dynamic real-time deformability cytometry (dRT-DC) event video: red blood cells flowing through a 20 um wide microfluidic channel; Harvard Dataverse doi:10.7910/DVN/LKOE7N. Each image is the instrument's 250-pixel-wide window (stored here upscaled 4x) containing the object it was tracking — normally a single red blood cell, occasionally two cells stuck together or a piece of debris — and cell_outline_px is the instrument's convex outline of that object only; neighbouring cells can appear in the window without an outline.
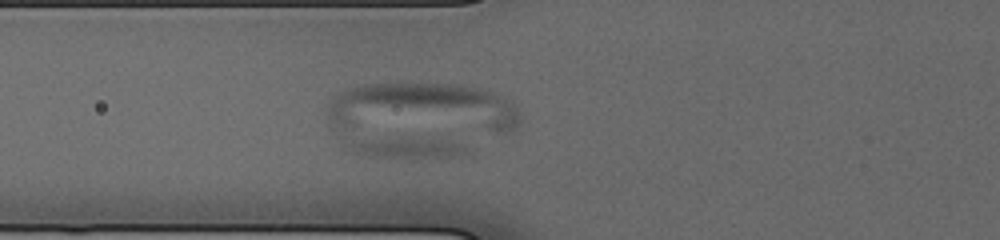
{"species": "human", "species_latin": "Homo sapiens", "temperature_condition": "cold", "stored_images_in_passage": 47, "camera_frame_rate_fps": 3000, "um_per_image_px": 0.085, "donor": {"sex": "male"}, "frame": {"image": 1, "passage_image": 14, "time_ms": 3.667, "image_size_px": [1000, 240], "cell_outline_px": [[520, 124], [512, 132], [496, 132], [348, 128], [328, 124], [328, 108], [332, 100], [340, 92], [352, 88], [368, 84], [460, 84], [480, 88], [492, 92], [516, 104], [520, 112]], "centroid_in_image_um": [36.0, 9.23], "position_along_channel_um": 89.8, "area_um2": 57.4}}
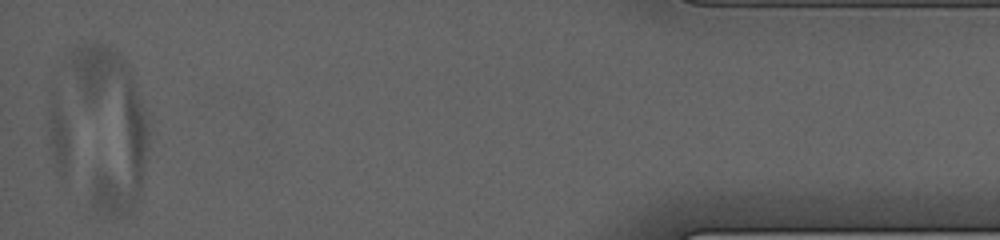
{"frame": {"image": 2, "passage_image": 47, "time_ms": 14.667, "image_size_px": [1000, 240], "cell_outline_px": [[148, 144], [144, 168], [140, 188], [136, 200], [132, 208], [128, 212], [120, 216], [112, 216], [96, 212], [92, 208], [72, 64], [72, 60], [76, 52], [84, 44], [104, 44], [116, 52], [124, 60], [128, 68], [140, 100], [148, 124]], "centroid_in_image_um": [9.37, 10.92], "position_along_channel_um": 425.8, "area_um2": 68.78}}